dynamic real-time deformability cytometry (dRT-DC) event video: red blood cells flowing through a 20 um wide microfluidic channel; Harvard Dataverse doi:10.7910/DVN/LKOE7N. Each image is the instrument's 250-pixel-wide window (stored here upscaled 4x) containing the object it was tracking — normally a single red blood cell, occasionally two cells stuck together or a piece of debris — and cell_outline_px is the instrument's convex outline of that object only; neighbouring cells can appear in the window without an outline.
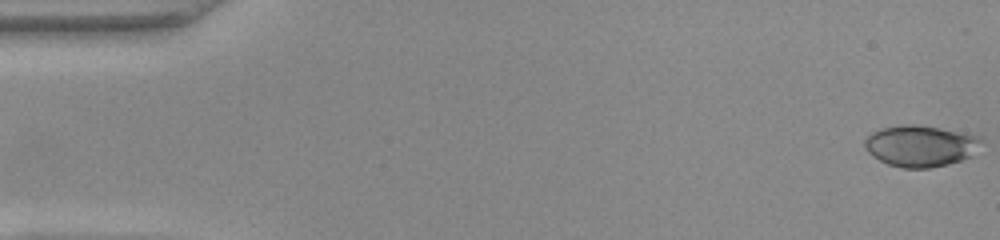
{"species": "common noctule bat (a hibernating species)", "species_latin": "Nyctalus noctula", "temperature_condition": "warm", "stored_images_in_passage": 49, "camera_frame_rate_fps": 3000, "um_per_image_px": 0.085, "animal": {"sex": "female", "body_mass_g": 22.0, "forearm_length_mm": 56.7}, "frame": {"image": 1, "passage_image": 1, "time_ms": 0.0, "image_size_px": [1000, 240], "cell_outline_px": [[980, 140], [972, 156], [948, 164], [928, 168], [904, 168], [888, 164], [880, 160], [868, 152], [864, 148], [864, 140], [872, 132], [880, 128], [904, 124], [916, 124], [980, 136]], "centroid_in_image_um": [78.18, 12.4], "position_along_channel_um": 6.8, "area_um2": 27.74}}
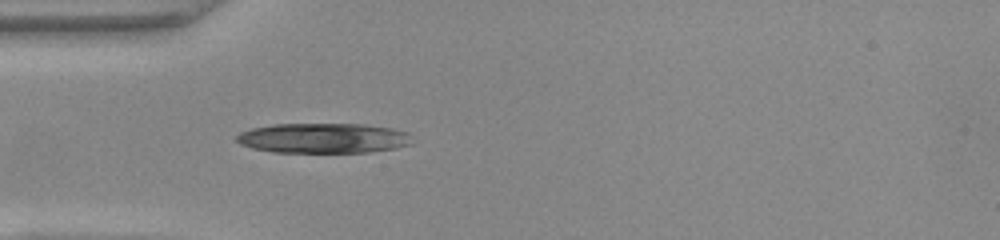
{"frame": {"image": 2, "passage_image": 15, "time_ms": 4.667, "image_size_px": [1000, 240], "cell_outline_px": [[412, 144], [396, 148], [368, 152], [272, 152], [252, 148], [240, 144], [236, 140], [236, 136], [240, 132], [252, 128], [272, 124], [364, 124], [392, 128], [408, 132]], "centroid_in_image_um": [27.47, 11.74], "position_along_channel_um": 57.5, "area_um2": 30.81}}
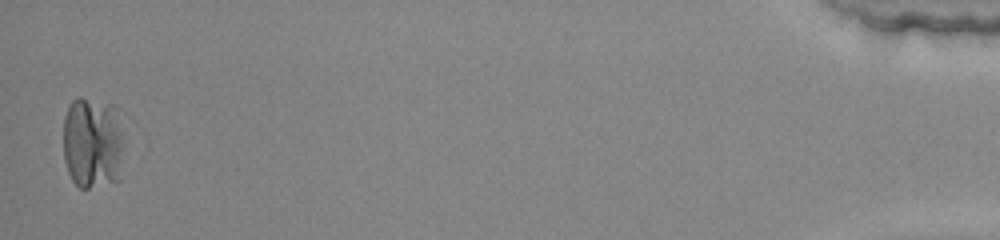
{"frame": {"image": 3, "passage_image": 49, "time_ms": 16.0, "image_size_px": [1000, 240], "cell_outline_px": [[120, 180], [88, 188], [80, 188], [72, 180], [68, 172], [64, 160], [64, 116], [72, 100], [76, 96], [80, 96], [116, 104], [120, 108]], "centroid_in_image_um": [7.85, 12.07], "position_along_channel_um": 427.4, "area_um2": 33.0}}